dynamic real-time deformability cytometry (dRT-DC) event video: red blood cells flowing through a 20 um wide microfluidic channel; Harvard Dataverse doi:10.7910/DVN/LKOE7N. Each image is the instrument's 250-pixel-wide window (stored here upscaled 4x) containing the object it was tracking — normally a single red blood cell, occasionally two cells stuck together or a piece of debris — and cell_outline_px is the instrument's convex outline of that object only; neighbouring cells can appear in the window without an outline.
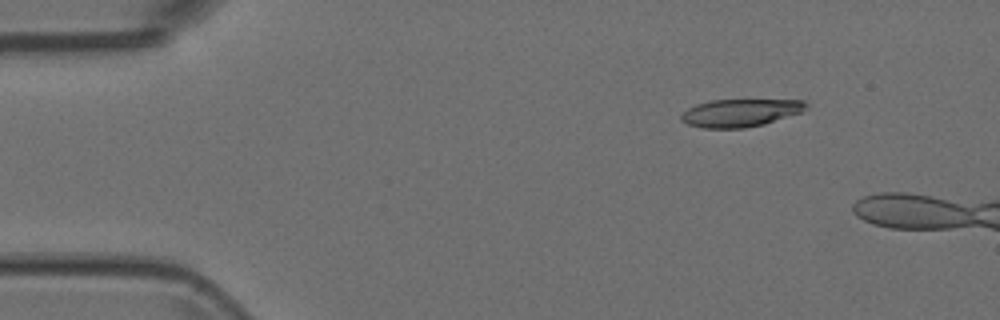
{"species": "Egyptian fruit bat (a non-hibernating species)", "species_latin": "Rousettus aegyptiacus", "temperature_condition": "room temperature", "stored_images_in_passage": 4, "camera_frame_rate_fps": 3000, "um_per_image_px": 0.085, "animal": {"sex": "female"}, "frame": {"image": 1, "passage_image": 2, "time_ms": 0.333, "image_size_px": [1000, 320], "cell_outline_px": [[808, 108], [800, 112], [764, 124], [744, 128], [704, 128], [688, 124], [680, 120], [680, 116], [688, 108], [696, 104], [712, 100], [804, 100], [808, 104]], "centroid_in_image_um": [62.92, 9.59], "position_along_channel_um": 22.1, "area_um2": 20.06}}